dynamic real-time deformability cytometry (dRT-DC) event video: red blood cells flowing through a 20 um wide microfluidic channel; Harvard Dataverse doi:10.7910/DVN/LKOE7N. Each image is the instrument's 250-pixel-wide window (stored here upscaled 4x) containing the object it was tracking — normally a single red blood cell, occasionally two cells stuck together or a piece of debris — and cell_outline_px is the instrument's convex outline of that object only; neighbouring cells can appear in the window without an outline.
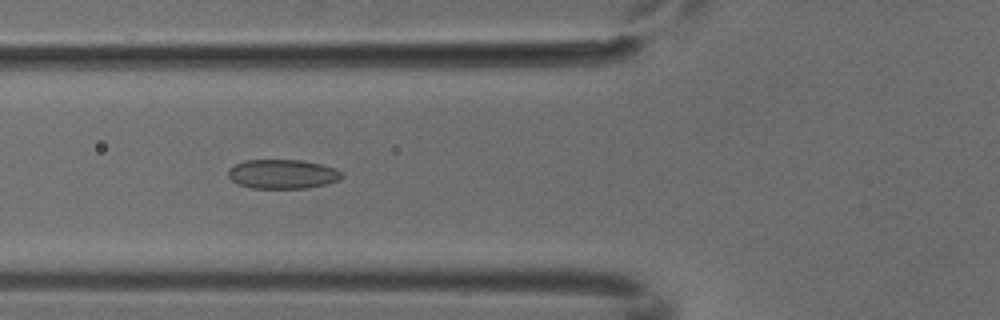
{"species": "common noctule bat (a hibernating species)", "species_latin": "Nyctalus noctula", "temperature_condition": "cold", "stored_images_in_passage": 8, "camera_frame_rate_fps": 3000, "um_per_image_px": 0.085, "animal": {"sex": "male", "body_mass_g": 18.8}, "frame": {"image": 1, "passage_image": 6, "time_ms": 1.667, "image_size_px": [1000, 320], "cell_outline_px": [[344, 176], [340, 180], [328, 184], [308, 188], [252, 188], [236, 184], [228, 176], [228, 172], [236, 164], [244, 160], [304, 160], [336, 168], [344, 172]], "centroid_in_image_um": [24.08, 14.8], "position_along_channel_um": 101.7, "area_um2": 19.59}}
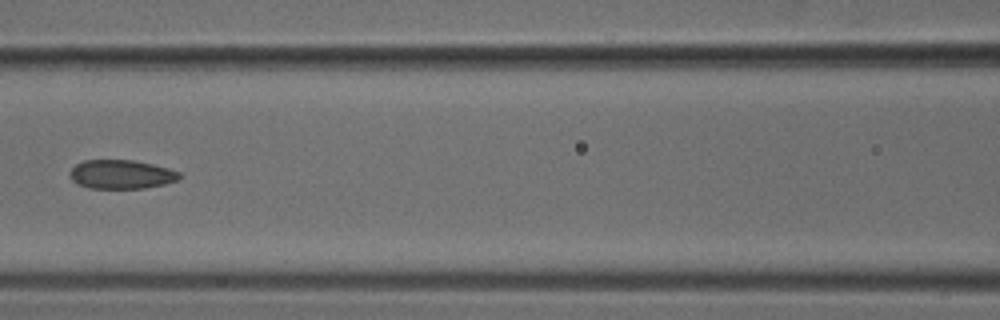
{"frame": {"image": 2, "passage_image": 7, "time_ms": 2.0, "image_size_px": [1000, 320], "cell_outline_px": [[180, 180], [164, 184], [144, 188], [88, 188], [76, 184], [68, 176], [68, 172], [76, 164], [84, 160], [132, 160], [152, 164], [168, 168], [180, 172]], "centroid_in_image_um": [10.28, 14.82], "position_along_channel_um": 156.3, "area_um2": 18.61}}
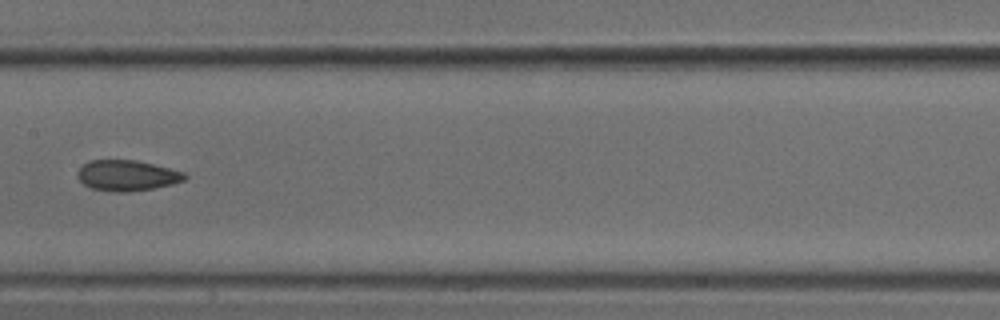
{"frame": {"image": 3, "passage_image": 8, "time_ms": 2.333, "image_size_px": [1000, 320], "cell_outline_px": [[188, 176], [184, 180], [172, 184], [152, 188], [128, 192], [116, 192], [92, 188], [84, 184], [76, 176], [76, 172], [88, 160], [136, 160], [184, 172]], "centroid_in_image_um": [10.77, 14.91], "position_along_channel_um": 196.6, "area_um2": 19.02}}